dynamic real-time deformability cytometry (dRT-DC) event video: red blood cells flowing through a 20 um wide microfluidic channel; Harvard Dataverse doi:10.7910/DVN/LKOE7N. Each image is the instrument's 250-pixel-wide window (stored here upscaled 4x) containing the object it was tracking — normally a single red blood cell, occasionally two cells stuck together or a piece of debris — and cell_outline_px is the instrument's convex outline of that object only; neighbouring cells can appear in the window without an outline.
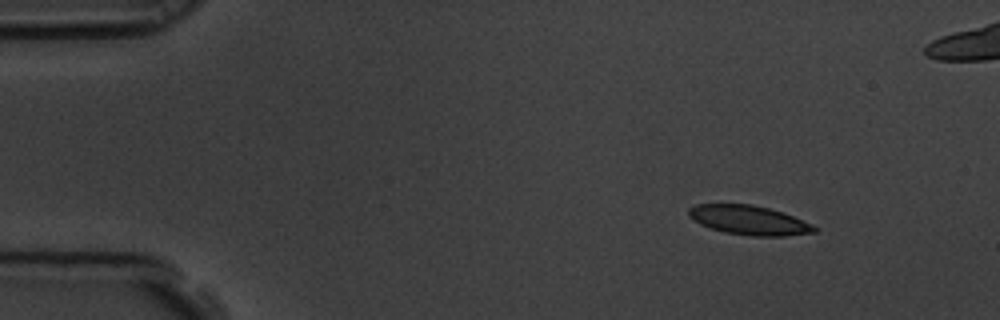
{"species": "common noctule bat (a hibernating species)", "species_latin": "Nyctalus noctula", "temperature_condition": "room temperature", "stored_images_in_passage": 6, "camera_frame_rate_fps": 3000, "um_per_image_px": 0.085, "animal": {"sex": "male", "body_mass_g": 19.5, "forearm_length_mm": 54.6}, "frame": {"image": 1, "passage_image": 2, "time_ms": 0.333, "image_size_px": [1000, 320], "cell_outline_px": [[816, 232], [784, 236], [752, 236], [724, 232], [700, 224], [688, 216], [688, 208], [696, 204], [752, 204], [784, 212], [812, 224], [816, 228]], "centroid_in_image_um": [63.66, 18.71], "position_along_channel_um": 21.3, "area_um2": 21.44}}